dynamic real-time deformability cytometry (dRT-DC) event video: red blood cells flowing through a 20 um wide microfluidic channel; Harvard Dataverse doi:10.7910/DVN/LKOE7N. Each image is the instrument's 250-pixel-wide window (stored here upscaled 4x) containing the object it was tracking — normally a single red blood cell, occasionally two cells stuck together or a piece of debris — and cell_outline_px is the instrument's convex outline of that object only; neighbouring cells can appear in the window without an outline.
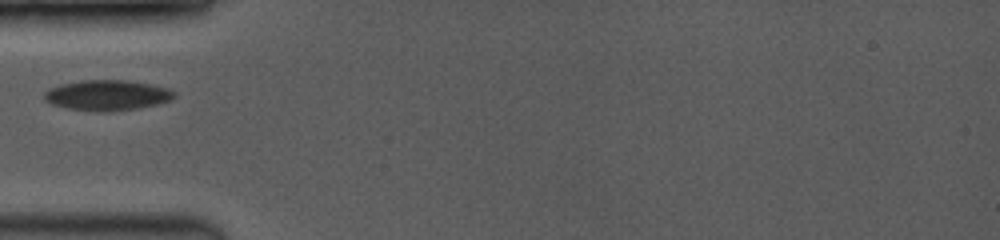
{"species": "common noctule bat (a hibernating species)", "species_latin": "Nyctalus noctula", "temperature_condition": "room temperature", "stored_images_in_passage": 7, "camera_frame_rate_fps": 3500, "um_per_image_px": 0.085, "animal": {"sex": "female", "body_mass_g": 19.0, "forearm_length_mm": 53.3}, "frame": {"image": 1, "passage_image": 1, "time_ms": 0.0, "image_size_px": [1000, 240], "cell_outline_px": [[176, 96], [168, 100], [156, 104], [136, 108], [112, 112], [96, 112], [68, 108], [52, 104], [44, 100], [44, 92], [60, 84], [84, 80], [124, 80], [148, 84], [168, 88]], "centroid_in_image_um": [9.06, 8.1], "position_along_channel_um": 75.9, "area_um2": 22.77}}
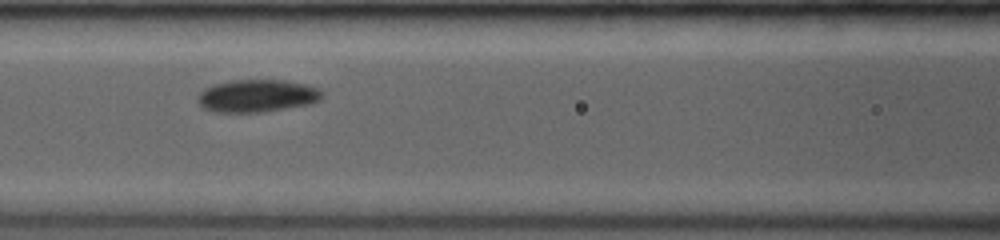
{"frame": {"image": 2, "passage_image": 5, "time_ms": 1.714, "image_size_px": [1000, 240], "cell_outline_px": [[324, 96], [320, 100], [312, 104], [260, 112], [212, 112], [204, 108], [196, 100], [196, 96], [204, 88], [212, 84], [232, 80], [284, 80], [304, 84], [316, 88]], "centroid_in_image_um": [21.8, 8.15], "position_along_channel_um": 144.8, "area_um2": 23.7}}
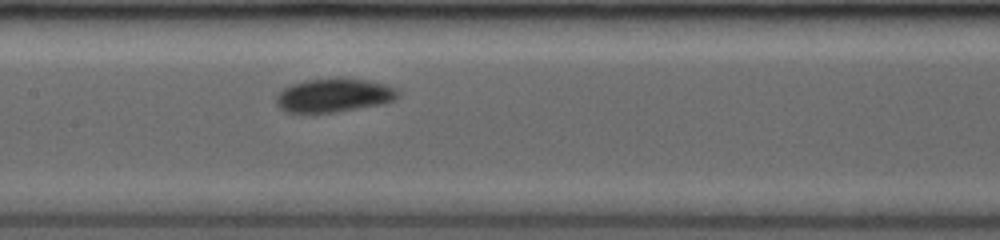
{"frame": {"image": 3, "passage_image": 7, "time_ms": 2.571, "image_size_px": [1000, 240], "cell_outline_px": [[396, 100], [384, 104], [336, 112], [304, 116], [284, 112], [276, 104], [276, 96], [284, 88], [292, 84], [304, 80], [336, 76], [340, 76], [368, 80], [384, 84], [396, 88]], "centroid_in_image_um": [28.31, 8.12], "position_along_channel_um": 179.1, "area_um2": 25.03}}